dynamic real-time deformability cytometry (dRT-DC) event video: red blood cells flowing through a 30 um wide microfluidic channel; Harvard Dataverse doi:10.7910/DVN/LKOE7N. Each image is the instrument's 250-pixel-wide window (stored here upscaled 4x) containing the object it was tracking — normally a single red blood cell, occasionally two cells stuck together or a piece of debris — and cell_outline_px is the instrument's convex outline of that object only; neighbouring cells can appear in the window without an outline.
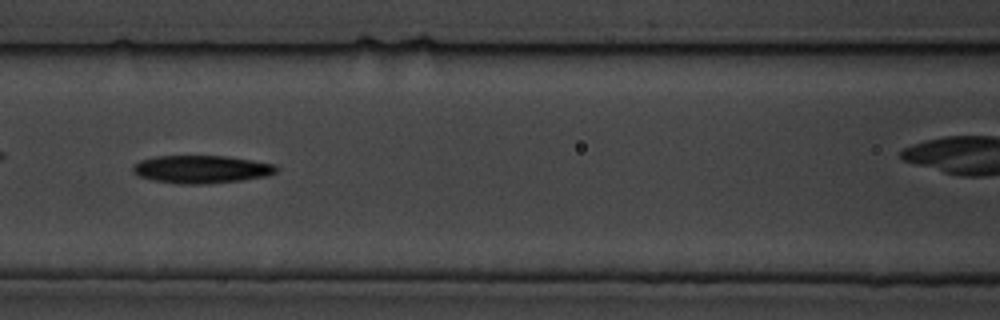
{"species": "common noctule bat (a hibernating species)", "species_latin": "Nyctalus noctula", "temperature_condition": "cold", "stored_images_in_passage": 17, "camera_frame_rate_fps": 3000, "um_per_image_px": 0.085, "animal": {"sex": "male", "body_mass_g": 19.5, "forearm_length_mm": 54.6}, "frame": {"image": 1, "passage_image": 8, "time_ms": 8.333, "image_size_px": [1000, 320], "cell_outline_px": [[280, 168], [276, 172], [268, 176], [240, 180], [208, 184], [180, 184], [152, 180], [140, 176], [132, 172], [132, 168], [140, 160], [156, 156], [228, 156], [276, 164]], "centroid_in_image_um": [17.16, 14.39], "position_along_channel_um": 149.4, "area_um2": 23.41}}
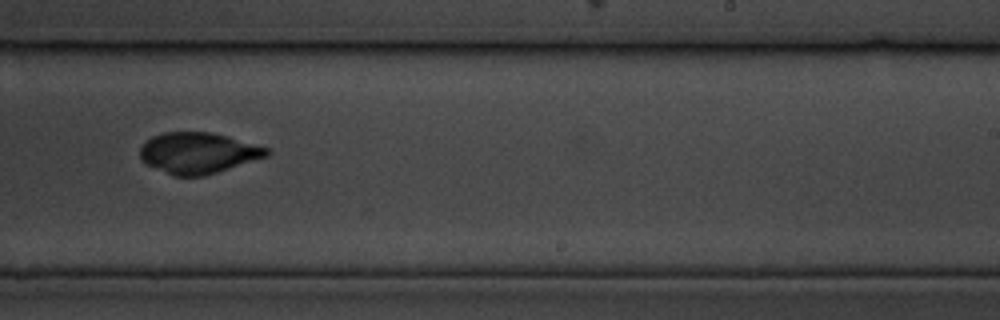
{"frame": {"image": 2, "passage_image": 12, "time_ms": 13.667, "image_size_px": [1000, 320], "cell_outline_px": [[272, 152], [268, 156], [204, 176], [172, 176], [144, 164], [140, 160], [140, 148], [152, 136], [164, 132], [212, 132], [228, 136], [268, 148]], "centroid_in_image_um": [16.82, 13.01], "position_along_channel_um": 272.2, "area_um2": 30.4}}
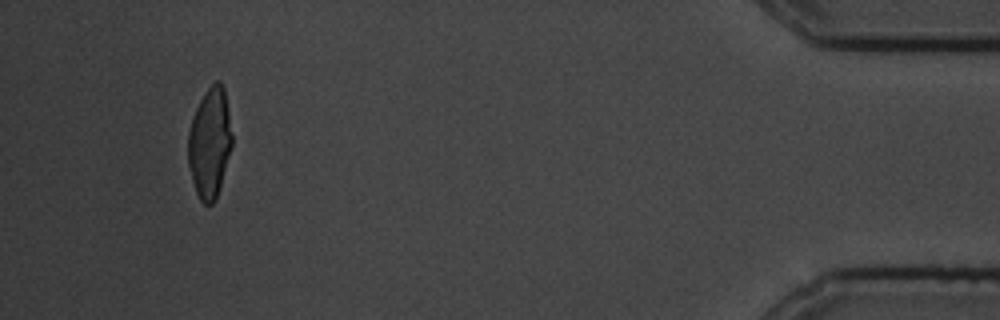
{"frame": {"image": 3, "passage_image": 17, "time_ms": 19.667, "image_size_px": [1000, 320], "cell_outline_px": [[232, 144], [216, 200], [212, 204], [204, 204], [200, 200], [196, 192], [192, 180], [188, 164], [188, 132], [196, 108], [200, 100], [208, 88], [216, 80], [220, 80], [224, 88], [232, 136]], "centroid_in_image_um": [17.82, 12.16], "position_along_channel_um": 417.4, "area_um2": 27.92}, "authors_computed_cell_mechanics": {"area_um2": 23.409, "velocity_mm_per_s": 3.5292, "shape_relaxation_time_tau1_ms": 6.3177, "shape_relaxation_time_tau2_ms": 3.9661, "deformation_change_tau1": 0.252, "deformation_change_tau2": 0.0489}}